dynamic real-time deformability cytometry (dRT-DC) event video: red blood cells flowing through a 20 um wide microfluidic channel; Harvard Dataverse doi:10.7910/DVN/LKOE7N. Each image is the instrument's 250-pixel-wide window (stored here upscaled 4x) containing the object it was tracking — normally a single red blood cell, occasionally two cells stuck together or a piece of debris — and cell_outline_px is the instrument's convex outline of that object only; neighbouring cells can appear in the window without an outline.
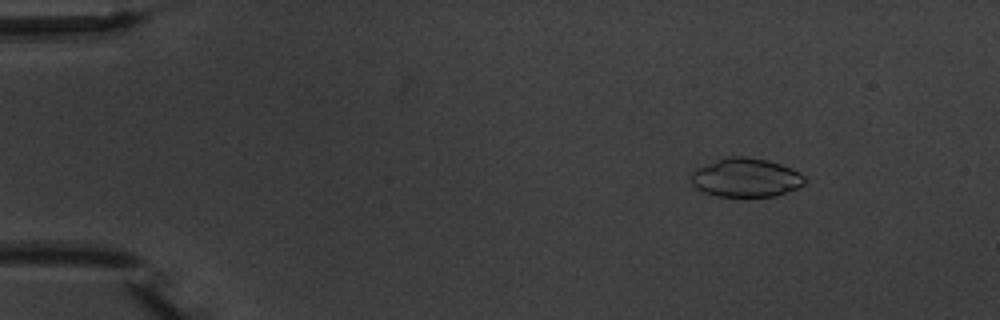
{"species": "common noctule bat (a hibernating species)", "species_latin": "Nyctalus noctula", "temperature_condition": "warm", "stored_images_in_passage": 5, "camera_frame_rate_fps": 3000, "um_per_image_px": 0.085, "animal": {"sex": "male", "body_mass_g": 20.1, "forearm_length_mm": 53.5}, "frame": {"image": 1, "passage_image": 2, "time_ms": 1.333, "image_size_px": [1000, 320], "cell_outline_px": [[804, 184], [796, 188], [776, 196], [716, 196], [704, 192], [696, 188], [692, 184], [692, 172], [696, 168], [732, 156], [744, 156], [768, 160], [792, 168], [800, 172], [804, 176]], "centroid_in_image_um": [63.42, 15.1], "position_along_channel_um": 21.6, "area_um2": 25.37}}
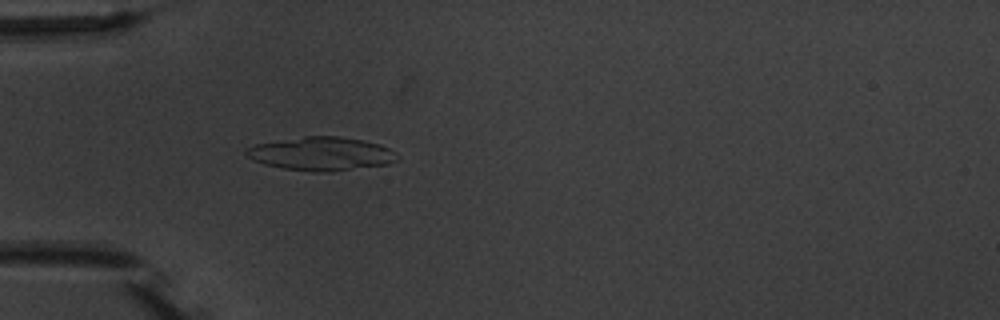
{"frame": {"image": 2, "passage_image": 5, "time_ms": 4.667, "image_size_px": [1000, 320], "cell_outline_px": [[400, 156], [396, 160], [388, 164], [332, 172], [312, 172], [284, 168], [264, 164], [252, 160], [244, 152], [244, 148], [256, 144], [304, 136], [340, 136], [364, 140], [380, 144], [396, 152]], "centroid_in_image_um": [27.32, 13.07], "position_along_channel_um": 57.7, "area_um2": 29.71}}